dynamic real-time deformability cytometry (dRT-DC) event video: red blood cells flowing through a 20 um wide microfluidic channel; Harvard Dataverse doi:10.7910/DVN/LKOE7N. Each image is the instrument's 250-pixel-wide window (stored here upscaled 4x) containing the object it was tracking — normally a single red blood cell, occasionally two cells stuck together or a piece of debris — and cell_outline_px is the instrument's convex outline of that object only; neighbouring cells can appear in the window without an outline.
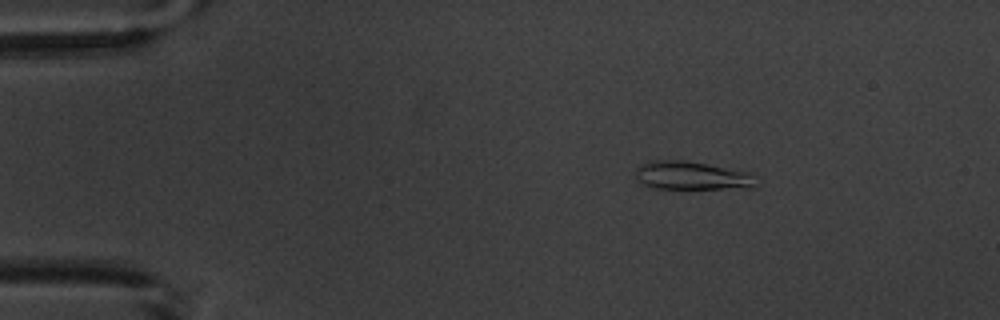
{"species": "common noctule bat (a hibernating species)", "species_latin": "Nyctalus noctula", "temperature_condition": "warm", "stored_images_in_passage": 6, "camera_frame_rate_fps": 3000, "um_per_image_px": 0.085, "animal": {"sex": "male", "body_mass_g": 20.1, "forearm_length_mm": 53.5}, "frame": {"image": 1, "passage_image": 3, "time_ms": 2.333, "image_size_px": [1000, 320], "cell_outline_px": [[756, 188], [656, 188], [644, 184], [636, 176], [636, 168], [640, 164], [652, 160], [684, 160], [756, 172]], "centroid_in_image_um": [58.91, 14.91], "position_along_channel_um": 26.1, "area_um2": 20.17}}